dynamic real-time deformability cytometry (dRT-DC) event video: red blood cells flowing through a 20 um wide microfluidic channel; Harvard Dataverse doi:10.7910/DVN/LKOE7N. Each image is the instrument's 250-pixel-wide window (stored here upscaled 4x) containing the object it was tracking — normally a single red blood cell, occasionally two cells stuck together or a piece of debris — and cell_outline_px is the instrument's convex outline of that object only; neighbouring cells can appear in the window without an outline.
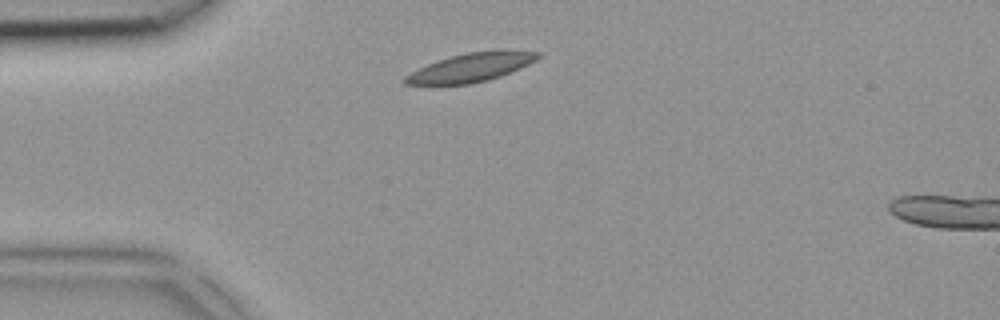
{"species": "common noctule bat (a hibernating species)", "species_latin": "Nyctalus noctula", "temperature_condition": "room temperature", "stored_images_in_passage": 1, "camera_frame_rate_fps": 3000, "um_per_image_px": 0.085, "animal": {"sex": "female", "body_mass_g": 18.4}, "frame": {"image": 1, "passage_image": 1, "time_ms": 0.0, "image_size_px": [1000, 320], "cell_outline_px": [[540, 56], [536, 60], [520, 68], [500, 76], [488, 80], [468, 84], [404, 84], [404, 76], [436, 60], [468, 52], [496, 48], [540, 52]], "centroid_in_image_um": [40.1, 5.69], "position_along_channel_um": 44.9, "area_um2": 22.25}}